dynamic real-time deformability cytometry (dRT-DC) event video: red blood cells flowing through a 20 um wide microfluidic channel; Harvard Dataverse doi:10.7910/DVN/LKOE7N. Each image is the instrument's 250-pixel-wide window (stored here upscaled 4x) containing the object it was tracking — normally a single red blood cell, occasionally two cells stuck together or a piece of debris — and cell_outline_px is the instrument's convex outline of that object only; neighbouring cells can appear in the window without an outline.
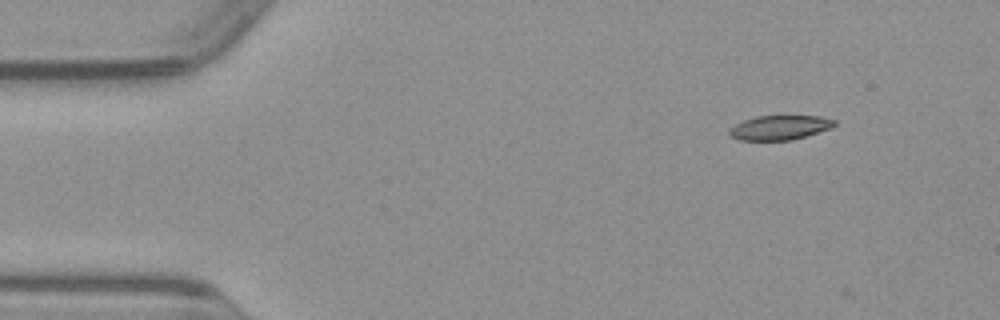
{"species": "common noctule bat (a hibernating species)", "species_latin": "Nyctalus noctula", "temperature_condition": "warm", "stored_images_in_passage": 5, "camera_frame_rate_fps": 3000, "um_per_image_px": 0.085, "animal": {"sex": "male", "body_mass_g": 23.1, "forearm_length_mm": 52.7}, "frame": {"image": 1, "passage_image": 2, "time_ms": 0.333, "image_size_px": [1000, 320], "cell_outline_px": [[836, 124], [832, 128], [792, 140], [740, 140], [732, 136], [728, 132], [728, 128], [744, 120], [756, 116], [820, 116], [836, 120]], "centroid_in_image_um": [66.29, 10.84], "position_along_channel_um": 18.7, "area_um2": 14.97}}